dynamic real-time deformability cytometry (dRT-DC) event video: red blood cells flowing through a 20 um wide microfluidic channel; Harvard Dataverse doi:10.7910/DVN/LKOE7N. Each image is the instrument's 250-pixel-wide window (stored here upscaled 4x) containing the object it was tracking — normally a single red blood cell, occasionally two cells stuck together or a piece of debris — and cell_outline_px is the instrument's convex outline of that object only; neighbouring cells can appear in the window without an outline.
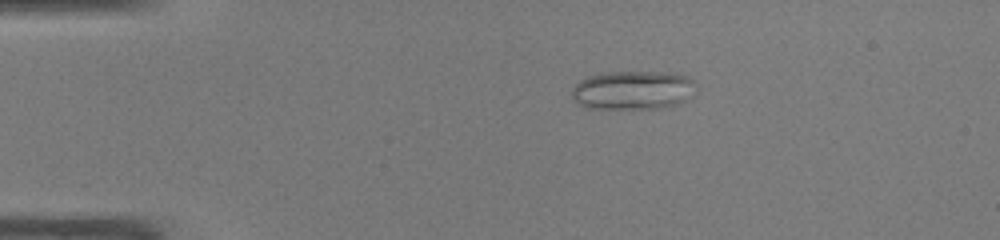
{"species": "common noctule bat (a hibernating species)", "species_latin": "Nyctalus noctula", "temperature_condition": "warm", "stored_images_in_passage": 40, "camera_frame_rate_fps": 3000, "um_per_image_px": 0.085, "animal": {"sex": "male", "body_mass_g": 19.0, "forearm_length_mm": 50.8}, "frame": {"image": 1, "passage_image": 2, "time_ms": 0.333, "image_size_px": [1000, 240], "cell_outline_px": [[696, 92], [692, 96], [676, 104], [660, 108], [584, 108], [572, 100], [572, 88], [580, 80], [588, 76], [604, 72], [672, 72], [688, 76], [696, 84]], "centroid_in_image_um": [53.8, 7.65], "position_along_channel_um": 31.2, "area_um2": 28.38}}
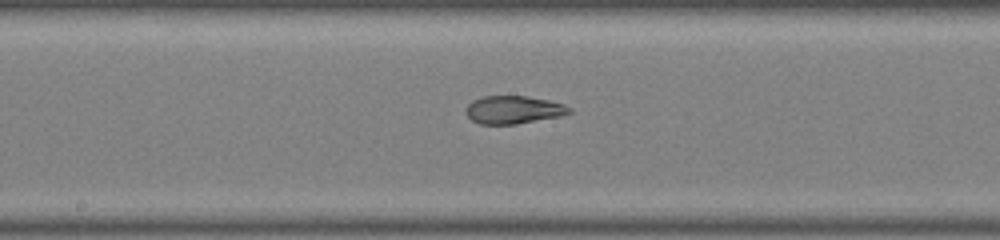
{"frame": {"image": 2, "passage_image": 18, "time_ms": 5.667, "image_size_px": [1000, 240], "cell_outline_px": [[572, 112], [560, 116], [516, 124], [480, 124], [472, 120], [468, 116], [468, 104], [472, 100], [484, 96], [528, 96], [548, 100], [564, 104], [572, 108]], "centroid_in_image_um": [43.68, 9.32], "position_along_channel_um": 204.5, "area_um2": 16.7}}
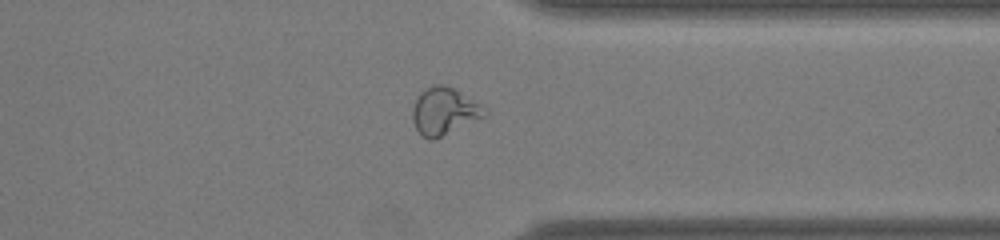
{"frame": {"image": 3, "passage_image": 30, "time_ms": 9.667, "image_size_px": [1000, 240], "cell_outline_px": [[488, 112], [484, 116], [432, 140], [428, 140], [416, 128], [412, 120], [412, 108], [416, 96], [420, 92], [432, 84], [444, 84], [456, 88], [480, 104]], "centroid_in_image_um": [37.72, 9.4], "position_along_channel_um": 373.7, "area_um2": 19.71}, "authors_computed_cell_mechanics": {"area_um2": 19.5653, "velocity_mm_per_s": 4.2589, "shape_relaxation_time_tau1_ms": null, "shape_relaxation_time_tau2_ms": 1.3488, "deformation_change_tau1": null, "deformation_change_tau2": 0.087}}